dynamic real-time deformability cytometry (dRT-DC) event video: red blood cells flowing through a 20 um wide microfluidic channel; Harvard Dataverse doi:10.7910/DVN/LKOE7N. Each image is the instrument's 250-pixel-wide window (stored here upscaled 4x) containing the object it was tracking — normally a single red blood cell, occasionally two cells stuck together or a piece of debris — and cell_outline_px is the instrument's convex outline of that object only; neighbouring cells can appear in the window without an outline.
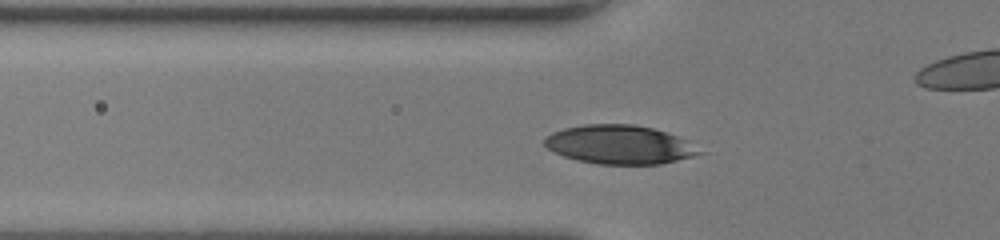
{"species": "human", "species_latin": "Homo sapiens", "temperature_condition": "room temperature", "stored_images_in_passage": 37, "camera_frame_rate_fps": 3000, "um_per_image_px": 0.085, "donor": {"sex": "female"}, "frame": {"image": 1, "passage_image": 10, "time_ms": 3.0, "image_size_px": [1000, 240], "cell_outline_px": [[708, 152], [660, 164], [600, 164], [580, 160], [564, 156], [548, 148], [544, 144], [544, 136], [552, 132], [564, 128], [584, 124], [632, 124], [652, 128], [676, 136]], "centroid_in_image_um": [52.65, 12.29], "position_along_channel_um": 73.1, "area_um2": 34.74}}
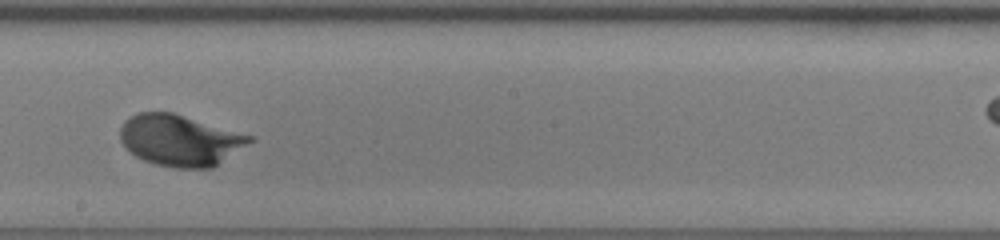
{"frame": {"image": 2, "passage_image": 22, "time_ms": 7.0, "image_size_px": [1000, 240], "cell_outline_px": [[256, 140], [212, 168], [172, 168], [156, 164], [144, 160], [136, 156], [120, 140], [120, 128], [124, 120], [128, 116], [136, 112], [172, 112], [256, 136]], "centroid_in_image_um": [15.34, 11.91], "position_along_channel_um": 232.9, "area_um2": 39.02}}
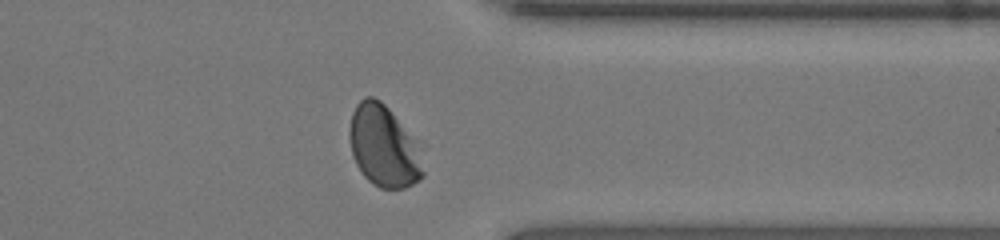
{"frame": {"image": 3, "passage_image": 33, "time_ms": 10.667, "image_size_px": [1000, 240], "cell_outline_px": [[424, 176], [412, 184], [404, 188], [380, 188], [372, 184], [364, 176], [356, 164], [352, 156], [348, 136], [348, 132], [352, 112], [356, 104], [364, 96], [372, 96], [380, 100], [388, 108], [412, 140], [424, 172]], "centroid_in_image_um": [32.51, 12.44], "position_along_channel_um": 378.9, "area_um2": 34.1}}